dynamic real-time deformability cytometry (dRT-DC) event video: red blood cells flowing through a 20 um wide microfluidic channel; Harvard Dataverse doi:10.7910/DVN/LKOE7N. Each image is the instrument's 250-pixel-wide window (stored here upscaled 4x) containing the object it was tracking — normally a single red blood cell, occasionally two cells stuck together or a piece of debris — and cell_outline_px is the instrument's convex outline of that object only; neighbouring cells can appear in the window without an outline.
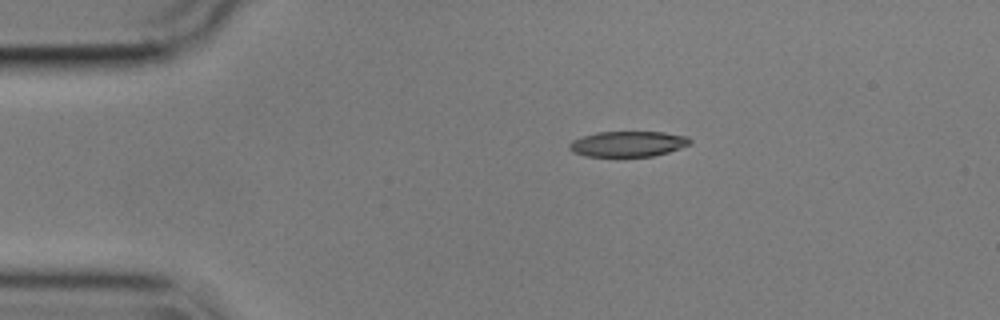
{"species": "common noctule bat (a hibernating species)", "species_latin": "Nyctalus noctula", "temperature_condition": "cold", "stored_images_in_passage": 46, "camera_frame_rate_fps": 3000, "um_per_image_px": 0.085, "animal": {"sex": "male", "body_mass_g": 17.9}, "frame": {"image": 1, "passage_image": 1, "time_ms": 0.0, "image_size_px": [1000, 320], "cell_outline_px": [[692, 144], [668, 152], [652, 156], [584, 156], [572, 152], [568, 148], [568, 144], [572, 140], [596, 132], [664, 132], [688, 136], [692, 140]], "centroid_in_image_um": [53.38, 12.23], "position_along_channel_um": 31.6, "area_um2": 18.03}}
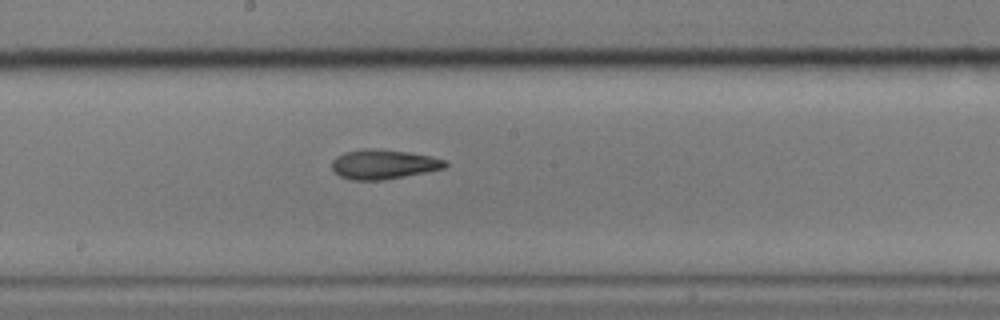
{"frame": {"image": 2, "passage_image": 20, "time_ms": 6.333, "image_size_px": [1000, 320], "cell_outline_px": [[448, 164], [444, 168], [428, 172], [384, 180], [348, 180], [332, 172], [332, 160], [336, 156], [344, 152], [364, 148], [372, 148], [408, 152], [432, 156], [448, 160]], "centroid_in_image_um": [32.59, 13.97], "position_along_channel_um": 215.6, "area_um2": 19.88}}
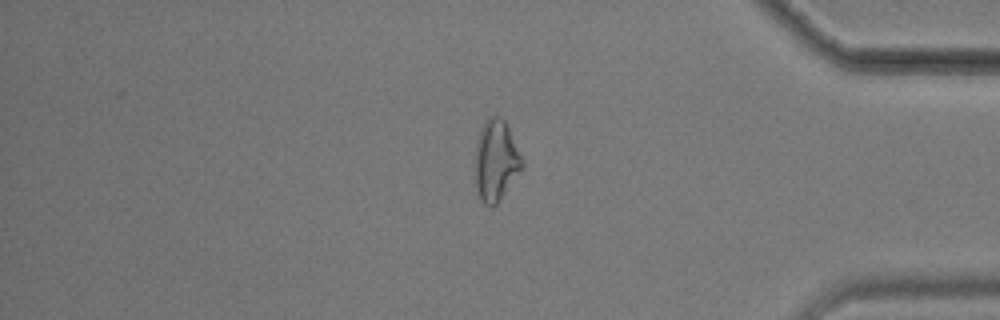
{"frame": {"image": 3, "passage_image": 37, "time_ms": 12.0, "image_size_px": [1000, 320], "cell_outline_px": [[524, 164], [496, 204], [492, 208], [488, 208], [480, 200], [472, 176], [476, 140], [480, 128], [488, 116], [500, 116], [504, 120], [524, 160]], "centroid_in_image_um": [42.08, 13.65], "position_along_channel_um": 393.1, "area_um2": 22.66}, "authors_computed_cell_mechanics": {"area_um2": 19.8254, "velocity_mm_per_s": 3.5925, "shape_relaxation_time_tau1_ms": 8.0235, "shape_relaxation_time_tau2_ms": 4.261, "deformation_change_tau1": 0.1768, "deformation_change_tau2": 0.1324}}